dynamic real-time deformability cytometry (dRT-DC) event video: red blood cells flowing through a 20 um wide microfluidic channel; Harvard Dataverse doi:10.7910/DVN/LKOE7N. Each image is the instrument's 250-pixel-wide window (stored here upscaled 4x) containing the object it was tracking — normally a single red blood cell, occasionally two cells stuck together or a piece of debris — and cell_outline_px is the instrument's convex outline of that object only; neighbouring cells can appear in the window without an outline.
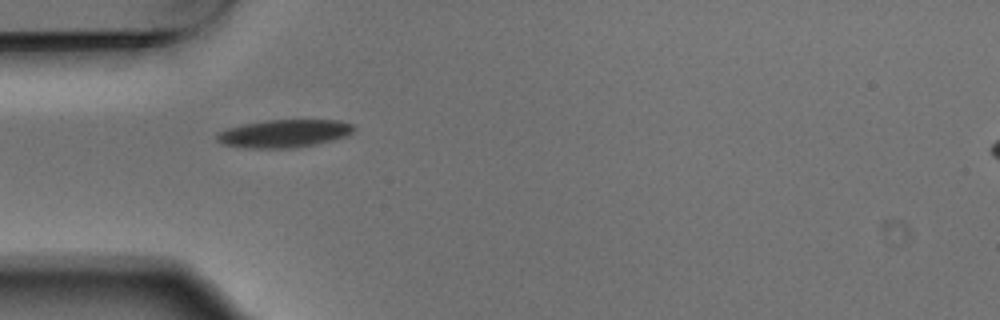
{"species": "Egyptian fruit bat (a non-hibernating species)", "species_latin": "Rousettus aegyptiacus", "temperature_condition": "warm", "stored_images_in_passage": 1, "camera_frame_rate_fps": 3000, "um_per_image_px": 0.085, "animal": {"sex": "male"}, "frame": {"image": 1, "passage_image": 1, "time_ms": 0.0, "image_size_px": [1000, 320], "cell_outline_px": [[356, 128], [348, 136], [316, 144], [296, 148], [244, 148], [220, 144], [216, 140], [216, 132], [228, 128], [244, 124], [264, 120], [340, 120], [352, 124]], "centroid_in_image_um": [24.13, 11.35], "position_along_channel_um": 60.9, "area_um2": 22.54}}